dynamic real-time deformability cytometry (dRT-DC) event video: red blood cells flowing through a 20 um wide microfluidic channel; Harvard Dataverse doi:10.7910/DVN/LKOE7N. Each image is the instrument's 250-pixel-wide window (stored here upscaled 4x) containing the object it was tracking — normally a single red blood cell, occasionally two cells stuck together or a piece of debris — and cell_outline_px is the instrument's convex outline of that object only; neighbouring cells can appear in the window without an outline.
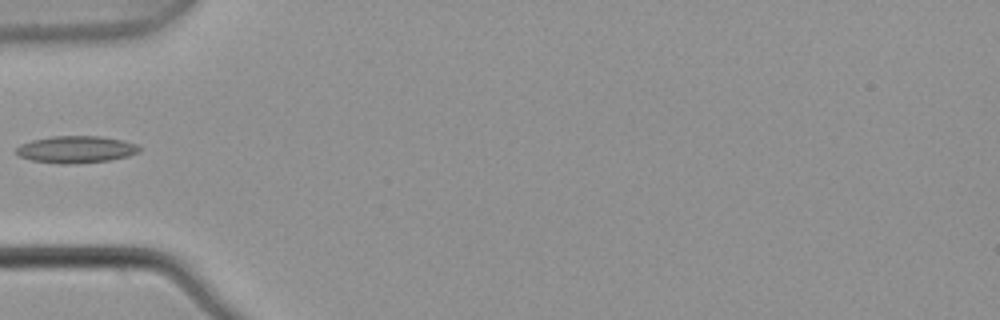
{"species": "common noctule bat (a hibernating species)", "species_latin": "Nyctalus noctula", "temperature_condition": "warm", "stored_images_in_passage": 4, "camera_frame_rate_fps": 3000, "um_per_image_px": 0.085, "animal": {"sex": "male", "body_mass_g": 21.5, "forearm_length_mm": 52.0}, "frame": {"image": 1, "passage_image": 4, "time_ms": 1.0, "image_size_px": [1000, 320], "cell_outline_px": [[140, 152], [128, 156], [108, 160], [68, 164], [60, 164], [32, 160], [20, 156], [16, 152], [16, 148], [20, 144], [32, 140], [52, 136], [100, 136], [124, 140], [140, 144]], "centroid_in_image_um": [6.5, 12.69], "position_along_channel_um": 78.5, "area_um2": 19.42}}